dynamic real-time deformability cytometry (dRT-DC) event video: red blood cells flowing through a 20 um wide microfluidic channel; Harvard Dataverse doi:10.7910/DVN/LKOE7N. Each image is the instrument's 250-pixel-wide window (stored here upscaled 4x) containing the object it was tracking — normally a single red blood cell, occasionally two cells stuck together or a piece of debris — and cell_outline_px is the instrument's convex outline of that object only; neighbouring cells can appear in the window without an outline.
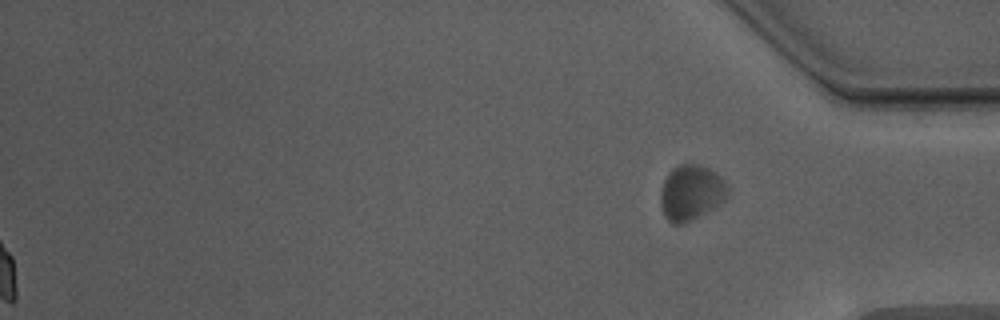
{"species": "Egyptian fruit bat (a non-hibernating species)", "species_latin": "Rousettus aegyptiacus", "temperature_condition": "warm", "stored_images_in_passage": 56, "segment_of_instrument_passage": [2, 2], "camera_frame_rate_fps": 3000, "um_per_image_px": 0.085, "animal": {"sex": "male"}, "frame": {"image": 1, "passage_image": 56, "time_ms": 18.333, "image_size_px": [1000, 320], "cell_outline_px": [[728, 196], [724, 200], [712, 208], [680, 224], [672, 224], [664, 216], [660, 204], [660, 192], [664, 180], [668, 172], [672, 168], [680, 164], [700, 164], [716, 172], [728, 184]], "centroid_in_image_um": [58.73, 16.33], "position_along_channel_um": 376.5, "area_um2": 21.56}}